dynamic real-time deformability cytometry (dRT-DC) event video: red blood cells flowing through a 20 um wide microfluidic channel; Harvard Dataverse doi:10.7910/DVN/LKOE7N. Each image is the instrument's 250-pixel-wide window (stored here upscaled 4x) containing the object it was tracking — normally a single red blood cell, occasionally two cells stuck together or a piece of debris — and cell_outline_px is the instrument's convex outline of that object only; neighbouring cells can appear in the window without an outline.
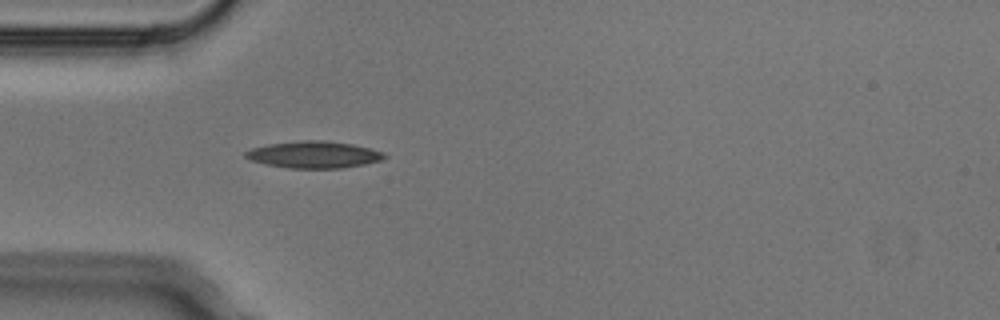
{"species": "Egyptian fruit bat (a non-hibernating species)", "species_latin": "Rousettus aegyptiacus", "temperature_condition": "cold", "stored_images_in_passage": 4, "camera_frame_rate_fps": 3000, "um_per_image_px": 0.085, "animal": {"sex": "male"}, "frame": {"image": 1, "passage_image": 4, "time_ms": 1.0, "image_size_px": [1000, 320], "cell_outline_px": [[388, 156], [380, 160], [364, 164], [344, 168], [288, 168], [264, 164], [252, 160], [244, 156], [244, 152], [252, 148], [268, 144], [304, 140], [324, 140], [352, 144], [384, 152]], "centroid_in_image_um": [26.67, 13.14], "position_along_channel_um": 58.3, "area_um2": 21.68}}